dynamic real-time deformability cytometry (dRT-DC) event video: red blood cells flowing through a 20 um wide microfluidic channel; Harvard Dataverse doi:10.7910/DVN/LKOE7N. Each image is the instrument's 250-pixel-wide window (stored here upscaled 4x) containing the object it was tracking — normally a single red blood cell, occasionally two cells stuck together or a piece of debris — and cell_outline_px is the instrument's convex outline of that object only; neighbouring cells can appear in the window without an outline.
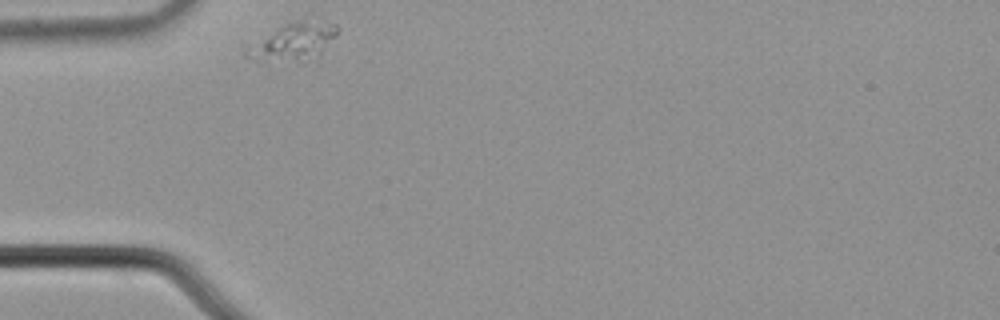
{"species": "common noctule bat (a hibernating species)", "species_latin": "Nyctalus noctula", "temperature_condition": "cold", "stored_images_in_passage": 2, "camera_frame_rate_fps": 3000, "um_per_image_px": 0.085, "animal": {"sex": "male", "body_mass_g": 21.5, "forearm_length_mm": 52.0}, "frame": {"image": 1, "passage_image": 1, "time_ms": 0.0, "image_size_px": [1000, 320], "cell_outline_px": [[340, 28], [336, 36], [320, 64], [300, 64], [244, 56], [240, 52], [240, 48], [244, 44], [292, 20], [300, 20], [336, 24]], "centroid_in_image_um": [24.97, 3.64], "position_along_channel_um": 60.0, "area_um2": 21.73}}
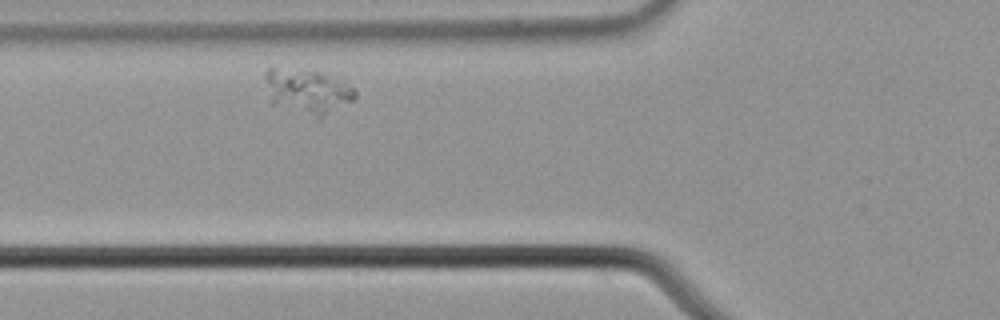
{"frame": {"image": 2, "passage_image": 2, "time_ms": 0.333, "image_size_px": [1000, 320], "cell_outline_px": [[356, 96], [352, 100], [320, 120], [316, 120], [272, 104], [264, 76], [264, 72], [272, 64], [348, 76], [356, 92]], "centroid_in_image_um": [26.19, 7.71], "position_along_channel_um": 99.6, "area_um2": 25.32}}